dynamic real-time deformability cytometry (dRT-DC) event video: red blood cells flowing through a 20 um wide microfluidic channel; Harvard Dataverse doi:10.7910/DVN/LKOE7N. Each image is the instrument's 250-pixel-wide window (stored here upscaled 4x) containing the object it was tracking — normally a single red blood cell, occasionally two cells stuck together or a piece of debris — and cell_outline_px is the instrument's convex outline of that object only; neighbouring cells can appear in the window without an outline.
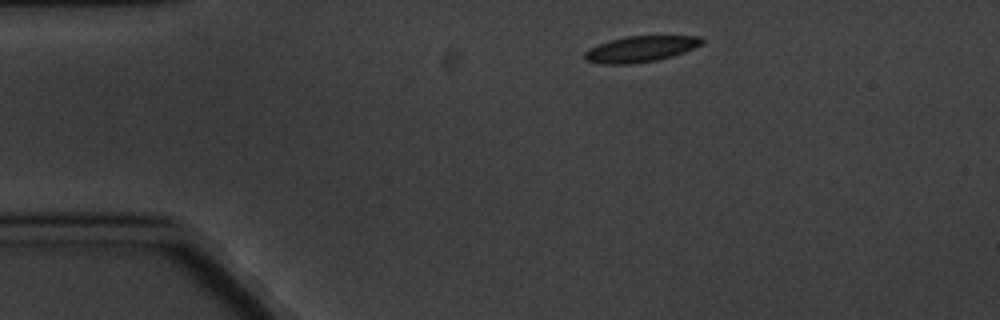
{"species": "common noctule bat (a hibernating species)", "species_latin": "Nyctalus noctula", "temperature_condition": "cold", "stored_images_in_passage": 4, "camera_frame_rate_fps": 3000, "um_per_image_px": 0.085, "animal": {"sex": "male", "body_mass_g": 20.1, "forearm_length_mm": 53.5}, "frame": {"image": 1, "passage_image": 1, "time_ms": 0.0, "image_size_px": [1000, 320], "cell_outline_px": [[704, 44], [684, 52], [672, 56], [656, 60], [632, 64], [604, 64], [584, 60], [584, 52], [588, 48], [612, 40], [628, 36], [700, 36], [704, 40]], "centroid_in_image_um": [54.46, 4.17], "position_along_channel_um": 30.5, "area_um2": 17.69}}
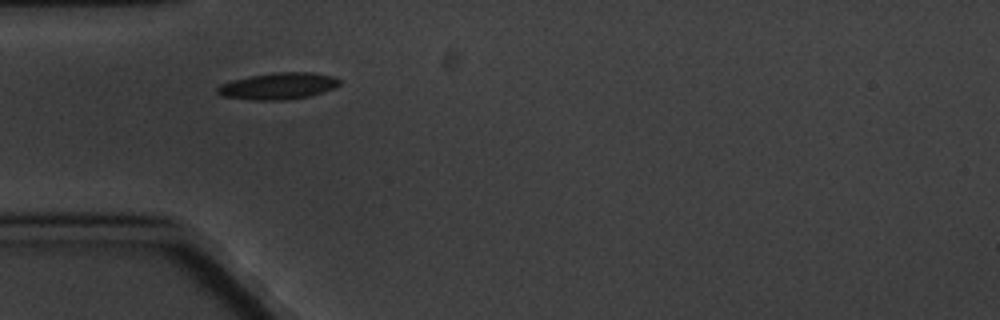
{"frame": {"image": 2, "passage_image": 3, "time_ms": 2.333, "image_size_px": [1000, 320], "cell_outline_px": [[340, 84], [336, 88], [324, 92], [308, 96], [288, 100], [252, 100], [224, 96], [216, 92], [216, 88], [220, 84], [232, 80], [248, 76], [272, 72], [312, 72], [336, 76], [340, 80]], "centroid_in_image_um": [23.68, 7.3], "position_along_channel_um": 61.3, "area_um2": 19.25}}